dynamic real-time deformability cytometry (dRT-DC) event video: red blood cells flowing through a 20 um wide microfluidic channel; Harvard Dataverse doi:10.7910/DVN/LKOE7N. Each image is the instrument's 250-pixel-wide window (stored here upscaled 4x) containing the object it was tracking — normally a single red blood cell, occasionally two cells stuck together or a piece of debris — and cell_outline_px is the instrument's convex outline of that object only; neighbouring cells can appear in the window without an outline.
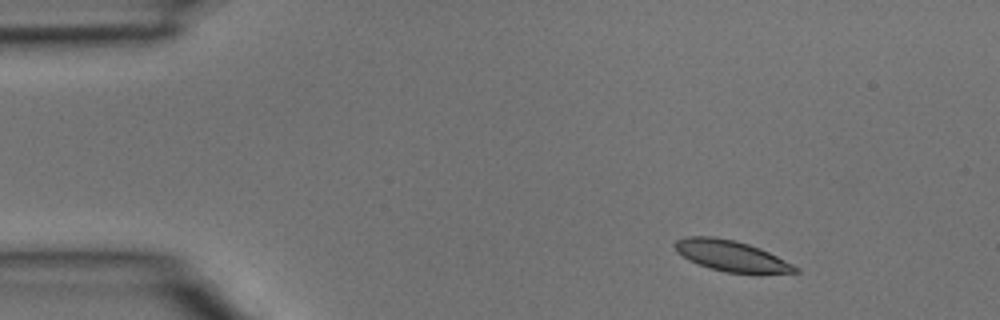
{"species": "common noctule bat (a hibernating species)", "species_latin": "Nyctalus noctula", "temperature_condition": "room temperature", "stored_images_in_passage": 4, "camera_frame_rate_fps": 3000, "um_per_image_px": 0.085, "animal": {"sex": "male", "body_mass_g": 15.6}, "frame": {"image": 1, "passage_image": 1, "time_ms": 0.0, "image_size_px": [1000, 320], "cell_outline_px": [[800, 272], [724, 272], [688, 260], [676, 252], [672, 244], [676, 240], [688, 236], [712, 236], [736, 240], [760, 248], [800, 268]], "centroid_in_image_um": [62.08, 21.71], "position_along_channel_um": 22.9, "area_um2": 21.21}}
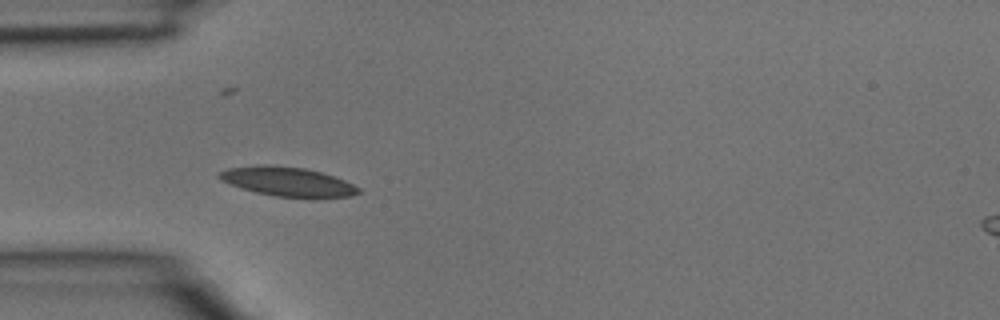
{"frame": {"image": 2, "passage_image": 3, "time_ms": 0.667, "image_size_px": [1000, 320], "cell_outline_px": [[360, 192], [352, 196], [316, 200], [312, 200], [276, 196], [256, 192], [220, 180], [216, 176], [216, 172], [228, 168], [260, 164], [268, 164], [304, 168], [320, 172], [344, 180], [360, 188]], "centroid_in_image_um": [24.48, 15.47], "position_along_channel_um": 60.5, "area_um2": 24.33}}
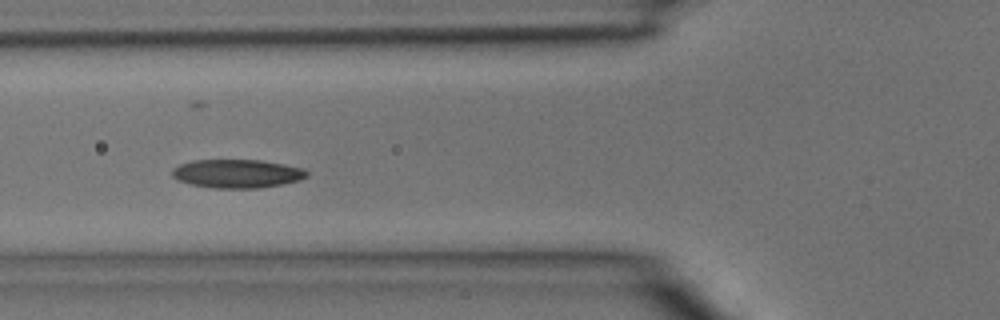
{"frame": {"image": 3, "passage_image": 4, "time_ms": 1.0, "image_size_px": [1000, 320], "cell_outline_px": [[308, 176], [300, 180], [260, 188], [212, 188], [192, 184], [176, 180], [172, 176], [172, 168], [180, 164], [192, 160], [260, 160], [284, 164], [304, 168], [308, 172]], "centroid_in_image_um": [20.14, 14.75], "position_along_channel_um": 105.7, "area_um2": 22.48}}